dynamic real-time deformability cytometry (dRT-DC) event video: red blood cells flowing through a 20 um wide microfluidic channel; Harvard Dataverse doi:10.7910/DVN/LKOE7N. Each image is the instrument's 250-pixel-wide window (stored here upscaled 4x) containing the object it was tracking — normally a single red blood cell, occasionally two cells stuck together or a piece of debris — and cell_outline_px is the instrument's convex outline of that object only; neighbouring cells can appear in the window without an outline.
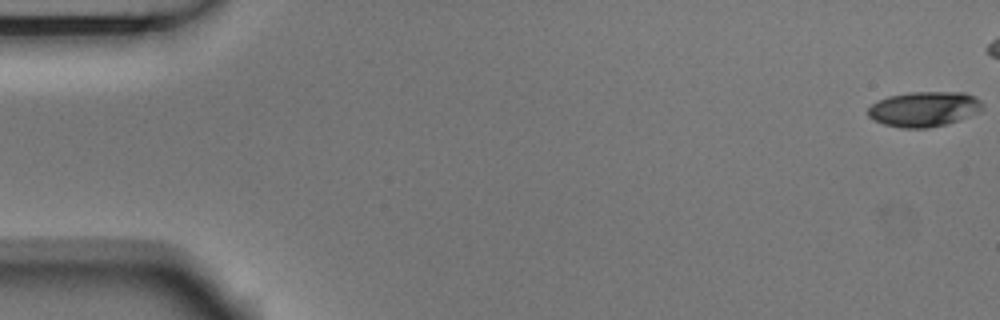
{"species": "Egyptian fruit bat (a non-hibernating species)", "species_latin": "Rousettus aegyptiacus", "temperature_condition": "room temperature", "stored_images_in_passage": 6, "camera_frame_rate_fps": 3000, "um_per_image_px": 0.085, "animal": {"sex": "male"}, "frame": {"image": 1, "passage_image": 1, "time_ms": 0.0, "image_size_px": [1000, 320], "cell_outline_px": [[984, 108], [980, 112], [948, 124], [928, 128], [900, 128], [884, 124], [872, 120], [868, 116], [868, 108], [872, 104], [888, 96], [908, 92], [964, 92], [976, 96], [984, 104]], "centroid_in_image_um": [78.58, 9.27], "position_along_channel_um": 6.4, "area_um2": 23.76}}
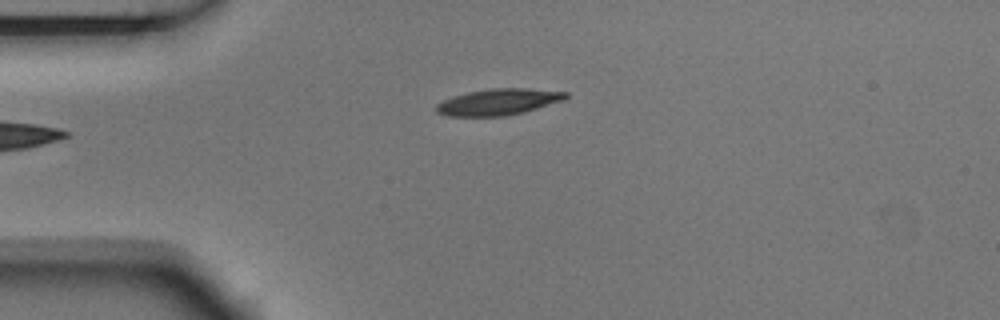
{"frame": {"image": 2, "passage_image": 6, "time_ms": 1.667, "image_size_px": [1000, 320], "cell_outline_px": [[568, 96], [564, 100], [524, 112], [504, 116], [448, 116], [436, 112], [436, 104], [452, 96], [468, 92], [492, 88], [524, 88], [568, 92]], "centroid_in_image_um": [42.36, 8.66], "position_along_channel_um": 42.6, "area_um2": 19.77}}